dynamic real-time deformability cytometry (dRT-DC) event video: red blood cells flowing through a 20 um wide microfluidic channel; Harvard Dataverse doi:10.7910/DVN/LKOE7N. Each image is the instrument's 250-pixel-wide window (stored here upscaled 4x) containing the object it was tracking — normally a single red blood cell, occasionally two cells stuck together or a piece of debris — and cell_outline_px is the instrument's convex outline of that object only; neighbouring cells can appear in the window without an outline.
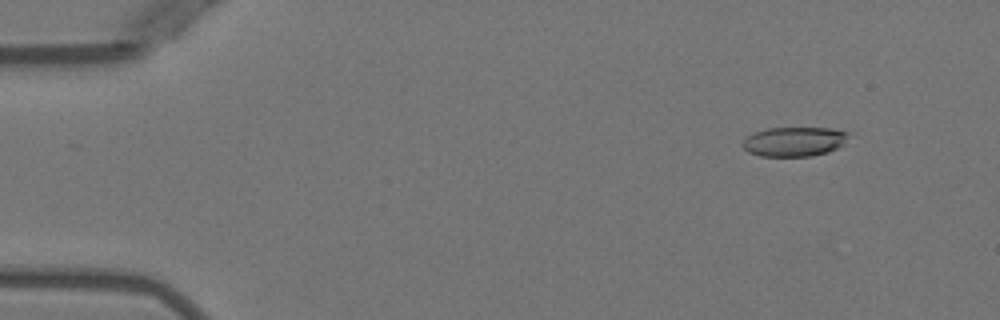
{"species": "Egyptian fruit bat (a non-hibernating species)", "species_latin": "Rousettus aegyptiacus", "temperature_condition": "warm", "stored_images_in_passage": 9, "camera_frame_rate_fps": 3000, "um_per_image_px": 0.085, "animal": {"sex": "female"}, "frame": {"image": 1, "passage_image": 2, "time_ms": 1.333, "image_size_px": [1000, 320], "cell_outline_px": [[848, 136], [844, 144], [828, 152], [812, 156], [760, 156], [748, 152], [740, 144], [748, 136], [756, 132], [768, 128], [832, 128], [848, 132]], "centroid_in_image_um": [67.51, 12.04], "position_along_channel_um": 17.5, "area_um2": 18.15}}
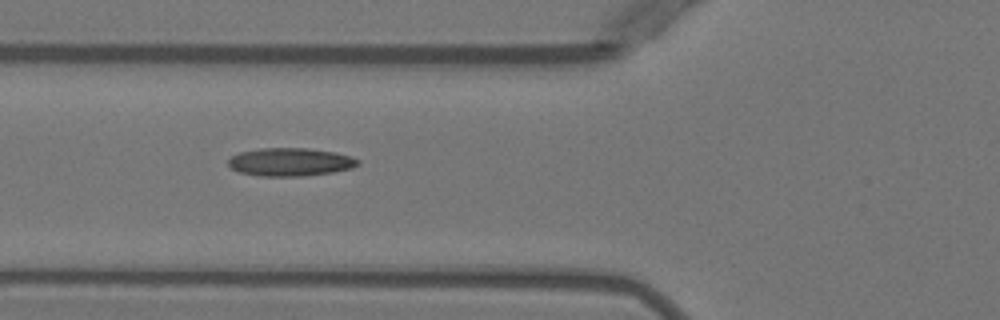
{"frame": {"image": 2, "passage_image": 6, "time_ms": 6.0, "image_size_px": [1000, 320], "cell_outline_px": [[360, 164], [352, 168], [332, 172], [300, 176], [260, 176], [240, 172], [232, 168], [228, 164], [228, 160], [232, 156], [240, 152], [260, 148], [308, 148], [336, 152], [352, 156], [360, 160]], "centroid_in_image_um": [24.71, 13.76], "position_along_channel_um": 101.1, "area_um2": 21.27}}
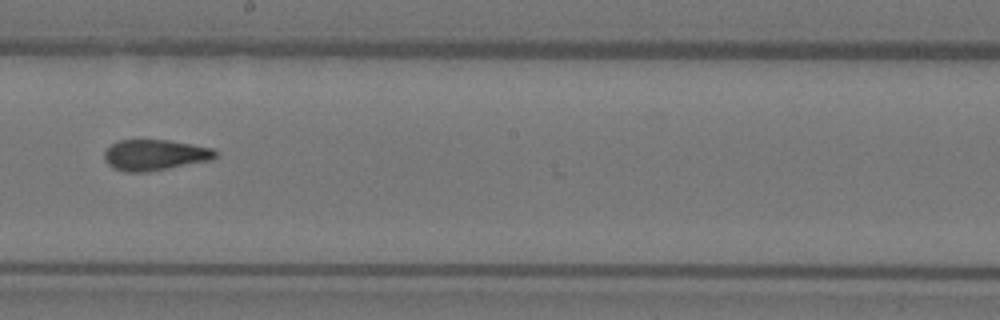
{"frame": {"image": 3, "passage_image": 9, "time_ms": 9.333, "image_size_px": [1000, 320], "cell_outline_px": [[216, 156], [212, 160], [148, 172], [124, 172], [112, 168], [104, 160], [104, 152], [112, 144], [120, 140], [168, 140], [192, 144], [212, 148], [216, 152]], "centroid_in_image_um": [13.15, 13.18], "position_along_channel_um": 235.1, "area_um2": 20.0}}